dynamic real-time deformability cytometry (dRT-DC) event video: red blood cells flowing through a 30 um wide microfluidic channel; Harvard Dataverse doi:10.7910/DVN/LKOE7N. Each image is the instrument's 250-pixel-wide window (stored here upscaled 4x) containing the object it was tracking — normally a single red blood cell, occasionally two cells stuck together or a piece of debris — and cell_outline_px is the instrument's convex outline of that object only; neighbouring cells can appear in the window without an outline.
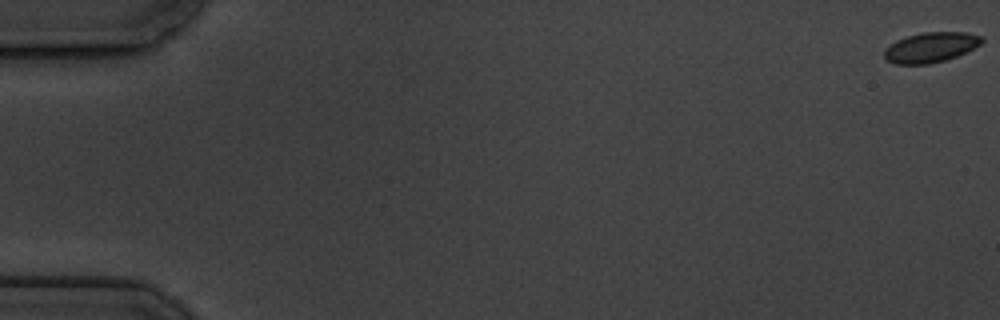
{"species": "common noctule bat (a hibernating species)", "species_latin": "Nyctalus noctula", "temperature_condition": "cold", "stored_images_in_passage": 6, "camera_frame_rate_fps": 3000, "um_per_image_px": 0.085, "animal": {"sex": "male", "body_mass_g": 19.5, "forearm_length_mm": 54.6}, "frame": {"image": 1, "passage_image": 1, "time_ms": 0.0, "image_size_px": [1000, 320], "cell_outline_px": [[984, 40], [980, 44], [956, 56], [944, 60], [928, 64], [896, 64], [884, 60], [884, 48], [896, 40], [908, 36], [924, 32], [964, 32], [984, 36]], "centroid_in_image_um": [79.07, 4.02], "position_along_channel_um": 5.9, "area_um2": 17.05}}
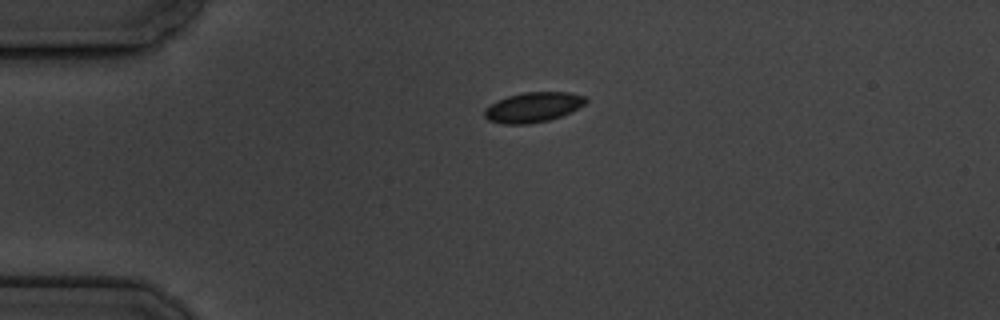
{"frame": {"image": 2, "passage_image": 5, "time_ms": 4.667, "image_size_px": [1000, 320], "cell_outline_px": [[588, 100], [584, 104], [560, 116], [548, 120], [528, 124], [504, 124], [488, 120], [484, 116], [484, 108], [496, 100], [508, 96], [524, 92], [568, 92], [584, 96]], "centroid_in_image_um": [45.26, 9.11], "position_along_channel_um": 39.7, "area_um2": 17.57}}